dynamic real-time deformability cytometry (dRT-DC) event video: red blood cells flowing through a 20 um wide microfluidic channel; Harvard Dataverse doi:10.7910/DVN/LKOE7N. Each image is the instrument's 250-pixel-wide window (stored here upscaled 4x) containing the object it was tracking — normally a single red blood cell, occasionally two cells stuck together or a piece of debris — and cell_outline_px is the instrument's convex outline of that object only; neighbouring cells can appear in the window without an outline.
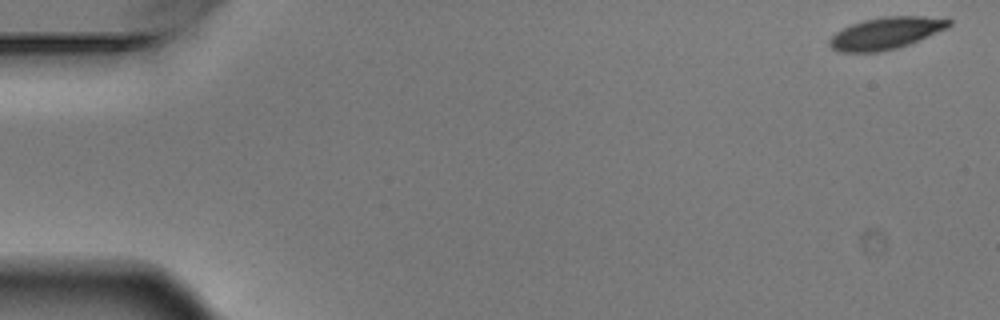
{"species": "Egyptian fruit bat (a non-hibernating species)", "species_latin": "Rousettus aegyptiacus", "temperature_condition": "warm", "stored_images_in_passage": 6, "camera_frame_rate_fps": 3000, "um_per_image_px": 0.085, "animal": {"sex": "male"}, "frame": {"image": 1, "passage_image": 1, "time_ms": 0.0, "image_size_px": [1000, 320], "cell_outline_px": [[952, 24], [948, 28], [908, 44], [896, 48], [876, 52], [840, 52], [832, 48], [828, 44], [828, 40], [836, 32], [852, 24], [864, 20], [884, 16], [948, 16], [952, 20]], "centroid_in_image_um": [75.37, 2.79], "position_along_channel_um": 9.6, "area_um2": 22.37}}
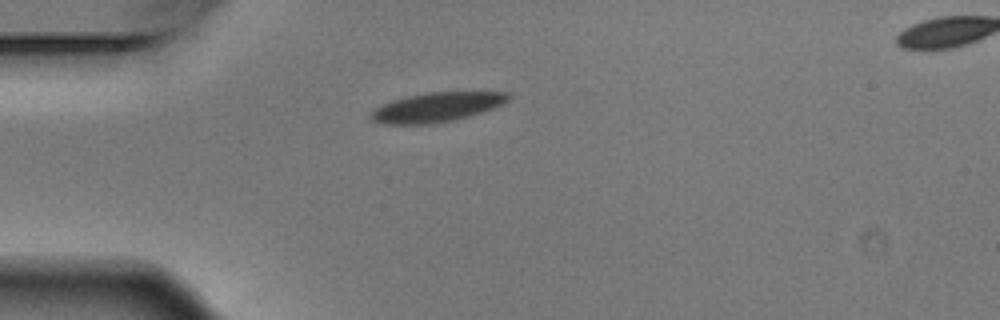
{"frame": {"image": 2, "passage_image": 5, "time_ms": 1.333, "image_size_px": [1000, 320], "cell_outline_px": [[512, 96], [504, 104], [468, 116], [452, 120], [428, 124], [384, 124], [372, 120], [368, 112], [392, 100], [408, 96], [428, 92], [512, 92]], "centroid_in_image_um": [37.13, 9.1], "position_along_channel_um": 47.9, "area_um2": 23.41}}